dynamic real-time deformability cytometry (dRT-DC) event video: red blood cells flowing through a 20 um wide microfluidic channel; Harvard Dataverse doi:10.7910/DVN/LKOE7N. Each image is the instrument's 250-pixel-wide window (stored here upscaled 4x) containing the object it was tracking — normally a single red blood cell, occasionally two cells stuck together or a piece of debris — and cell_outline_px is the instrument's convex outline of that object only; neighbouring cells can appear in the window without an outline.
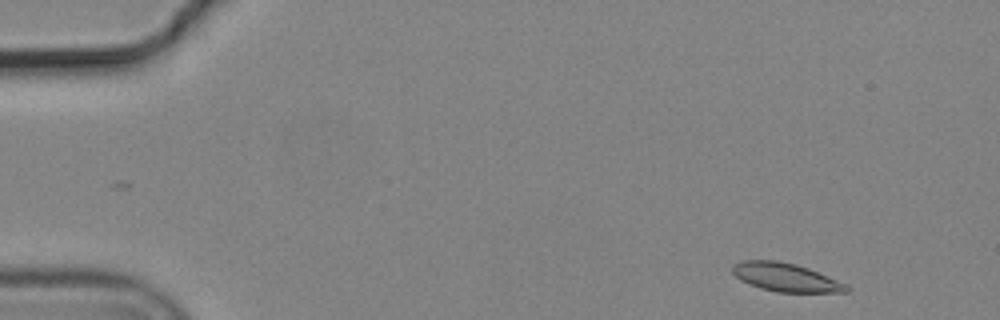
{"species": "common noctule bat (a hibernating species)", "species_latin": "Nyctalus noctula", "temperature_condition": "cold", "stored_images_in_passage": 4, "camera_frame_rate_fps": 3000, "um_per_image_px": 0.085, "animal": {"sex": "male", "body_mass_g": 19.2, "forearm_length_mm": 51.8}, "frame": {"image": 1, "passage_image": 1, "time_ms": 0.0, "image_size_px": [1000, 320], "cell_outline_px": [[852, 288], [848, 292], [776, 292], [760, 288], [740, 280], [732, 272], [732, 264], [744, 260], [776, 260], [796, 264], [808, 268], [848, 284]], "centroid_in_image_um": [66.81, 23.57], "position_along_channel_um": 18.2, "area_um2": 19.02}}
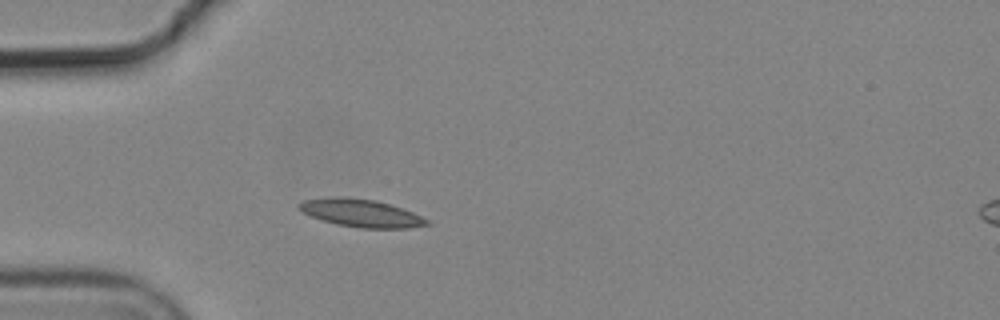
{"frame": {"image": 2, "passage_image": 4, "time_ms": 1.0, "image_size_px": [1000, 320], "cell_outline_px": [[432, 224], [408, 228], [360, 228], [336, 224], [312, 216], [304, 212], [300, 208], [300, 204], [304, 200], [332, 196], [348, 196], [376, 200], [412, 212], [428, 220]], "centroid_in_image_um": [30.71, 18.1], "position_along_channel_um": 54.3, "area_um2": 20.46}}